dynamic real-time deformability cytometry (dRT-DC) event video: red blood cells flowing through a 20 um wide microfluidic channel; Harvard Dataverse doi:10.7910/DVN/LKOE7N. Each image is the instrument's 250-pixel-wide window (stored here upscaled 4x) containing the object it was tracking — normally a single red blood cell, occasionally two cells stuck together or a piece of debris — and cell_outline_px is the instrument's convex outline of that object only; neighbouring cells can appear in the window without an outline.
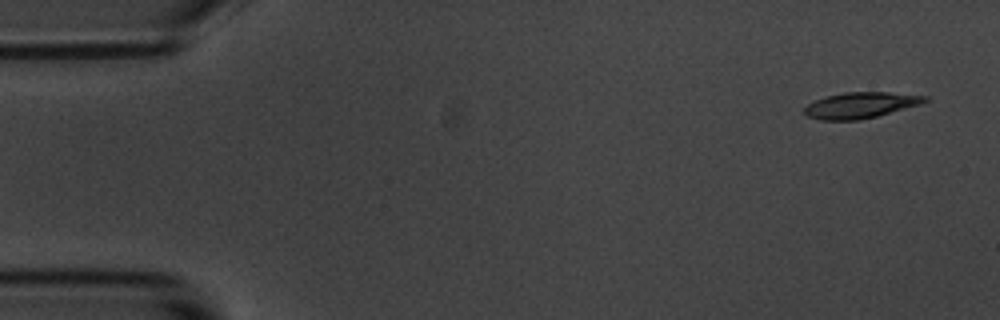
{"species": "common noctule bat (a hibernating species)", "species_latin": "Nyctalus noctula", "temperature_condition": "room temperature", "stored_images_in_passage": 5, "camera_frame_rate_fps": 3000, "um_per_image_px": 0.085, "animal": {"sex": "male", "body_mass_g": 20.1, "forearm_length_mm": 53.5}, "frame": {"image": 1, "passage_image": 1, "time_ms": 0.0, "image_size_px": [1000, 320], "cell_outline_px": [[928, 100], [920, 104], [876, 116], [860, 120], [820, 120], [808, 116], [804, 112], [804, 108], [808, 104], [824, 96], [844, 92], [888, 92], [928, 96]], "centroid_in_image_um": [73.12, 8.93], "position_along_channel_um": 11.9, "area_um2": 18.09}}
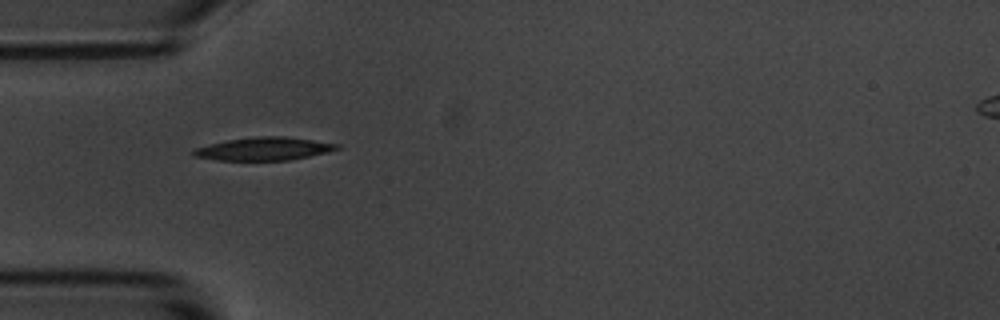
{"frame": {"image": 2, "passage_image": 5, "time_ms": 4.667, "image_size_px": [1000, 320], "cell_outline_px": [[340, 148], [328, 152], [288, 160], [216, 160], [192, 156], [192, 148], [228, 140], [256, 136], [284, 136], [340, 144]], "centroid_in_image_um": [22.4, 12.65], "position_along_channel_um": 62.6, "area_um2": 19.19}}